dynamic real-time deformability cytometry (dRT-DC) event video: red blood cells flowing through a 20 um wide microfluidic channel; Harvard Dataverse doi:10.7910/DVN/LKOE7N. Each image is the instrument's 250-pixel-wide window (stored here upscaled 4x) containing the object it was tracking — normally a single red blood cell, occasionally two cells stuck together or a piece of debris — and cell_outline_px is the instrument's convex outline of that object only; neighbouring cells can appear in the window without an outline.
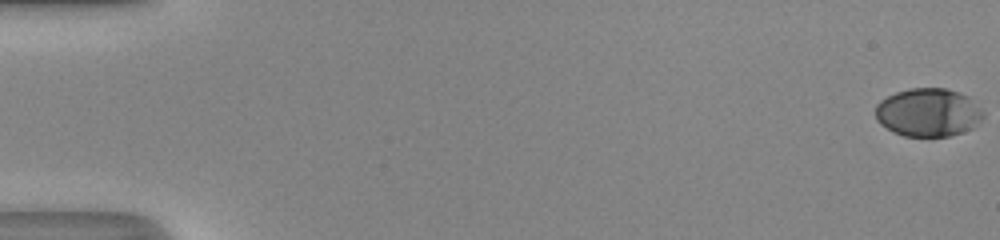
{"species": "human", "species_latin": "Homo sapiens", "temperature_condition": "room temperature", "stored_images_in_passage": 52, "camera_frame_rate_fps": 3000, "um_per_image_px": 0.085, "donor": {"sex": "male"}, "frame": {"image": 1, "passage_image": 1, "time_ms": 0.0, "image_size_px": [1000, 240], "cell_outline_px": [[984, 116], [972, 128], [964, 132], [948, 136], [904, 136], [892, 132], [880, 124], [876, 120], [876, 104], [880, 100], [896, 92], [908, 88], [944, 88], [960, 92], [968, 96], [984, 112]], "centroid_in_image_um": [78.88, 9.56], "position_along_channel_um": 6.1, "area_um2": 30.46}}
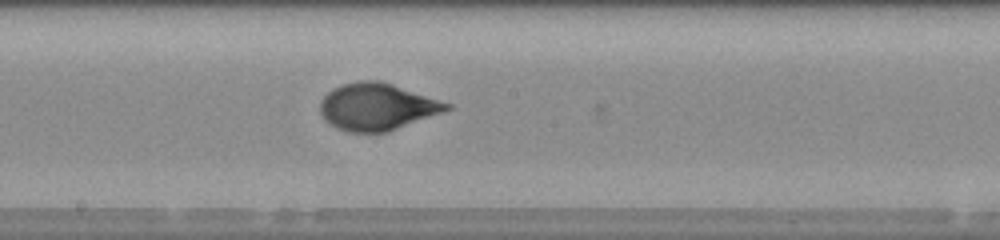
{"frame": {"image": 2, "passage_image": 30, "time_ms": 9.667, "image_size_px": [1000, 240], "cell_outline_px": [[452, 108], [388, 132], [348, 132], [336, 128], [320, 112], [320, 100], [332, 88], [340, 84], [360, 80], [380, 80], [452, 104]], "centroid_in_image_um": [32.03, 9.06], "position_along_channel_um": 216.2, "area_um2": 34.39}}
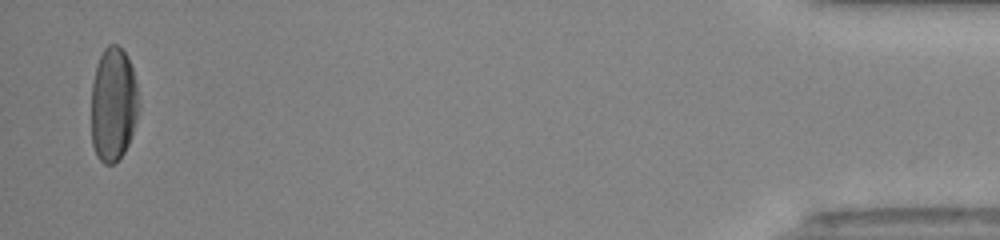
{"frame": {"image": 3, "passage_image": 51, "time_ms": 16.667, "image_size_px": [1000, 240], "cell_outline_px": [[140, 108], [128, 144], [124, 152], [112, 164], [104, 164], [96, 156], [92, 144], [92, 84], [96, 64], [104, 48], [108, 44], [116, 44], [128, 56], [132, 68], [136, 84], [140, 104]], "centroid_in_image_um": [9.63, 8.86], "position_along_channel_um": 425.6, "area_um2": 31.67}, "authors_computed_cell_mechanics": {"area_um2": 32.3391, "velocity_mm_per_s": 4.2183, "shape_relaxation_time_tau1_ms": 4.2032, "shape_relaxation_time_tau2_ms": null, "deformation_change_tau1": 0.2094, "deformation_change_tau2": null}}